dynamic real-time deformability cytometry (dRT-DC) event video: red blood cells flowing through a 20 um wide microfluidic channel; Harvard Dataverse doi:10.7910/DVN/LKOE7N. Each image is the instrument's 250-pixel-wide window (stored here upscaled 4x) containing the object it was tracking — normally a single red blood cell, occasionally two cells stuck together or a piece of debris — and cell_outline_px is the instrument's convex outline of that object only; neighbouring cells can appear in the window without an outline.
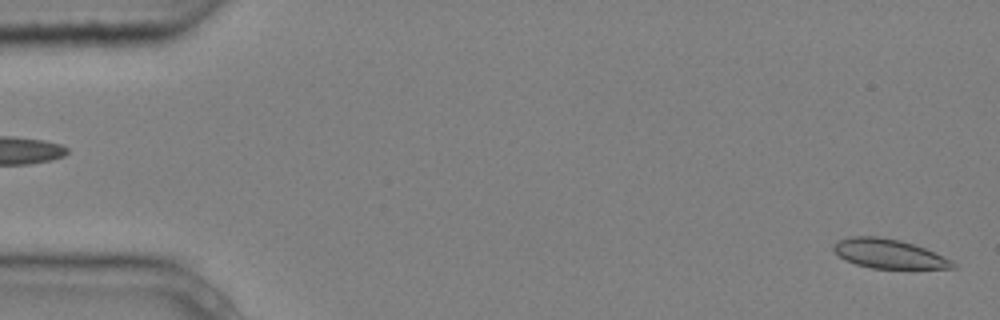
{"species": "common noctule bat (a hibernating species)", "species_latin": "Nyctalus noctula", "temperature_condition": "cold", "stored_images_in_passage": 3, "segment_of_instrument_passage": [2, 2], "camera_frame_rate_fps": 3000, "um_per_image_px": 0.085, "animal": {"sex": "male", "body_mass_g": 20.4}, "frame": {"image": 1, "passage_image": 3, "time_ms": 0.667, "image_size_px": [1000, 320], "cell_outline_px": [[956, 268], [872, 268], [856, 264], [844, 260], [832, 248], [840, 240], [852, 236], [880, 236], [900, 240], [924, 248], [952, 260], [956, 264]], "centroid_in_image_um": [75.55, 21.57], "position_along_channel_um": 9.4, "area_um2": 20.0}}